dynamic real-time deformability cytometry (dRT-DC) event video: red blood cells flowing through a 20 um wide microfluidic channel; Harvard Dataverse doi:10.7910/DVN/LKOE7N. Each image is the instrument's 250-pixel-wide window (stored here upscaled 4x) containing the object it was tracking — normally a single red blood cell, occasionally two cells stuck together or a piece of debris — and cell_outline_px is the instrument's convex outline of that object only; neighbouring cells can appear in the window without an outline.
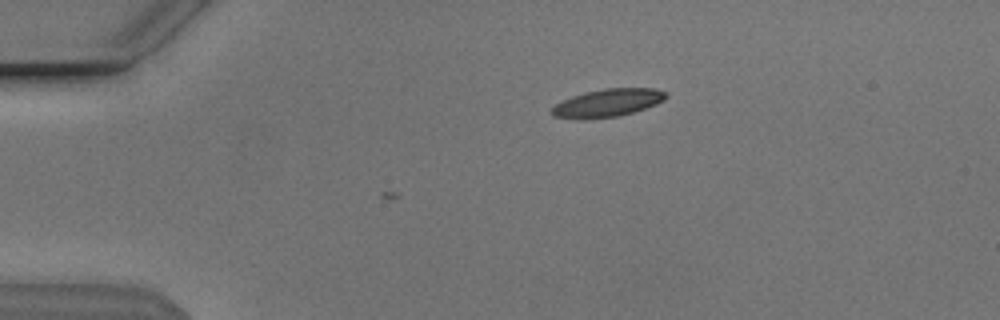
{"species": "Egyptian fruit bat (a non-hibernating species)", "species_latin": "Rousettus aegyptiacus", "temperature_condition": "cold", "stored_images_in_passage": 3, "camera_frame_rate_fps": 3000, "um_per_image_px": 0.085, "animal": {"sex": "male"}, "frame": {"image": 1, "passage_image": 1, "time_ms": 0.0, "image_size_px": [1000, 320], "cell_outline_px": [[668, 96], [664, 100], [656, 104], [620, 116], [584, 120], [576, 120], [552, 116], [548, 112], [556, 104], [572, 96], [584, 92], [604, 88], [656, 88], [668, 92]], "centroid_in_image_um": [51.62, 8.76], "position_along_channel_um": 33.4, "area_um2": 18.9}}